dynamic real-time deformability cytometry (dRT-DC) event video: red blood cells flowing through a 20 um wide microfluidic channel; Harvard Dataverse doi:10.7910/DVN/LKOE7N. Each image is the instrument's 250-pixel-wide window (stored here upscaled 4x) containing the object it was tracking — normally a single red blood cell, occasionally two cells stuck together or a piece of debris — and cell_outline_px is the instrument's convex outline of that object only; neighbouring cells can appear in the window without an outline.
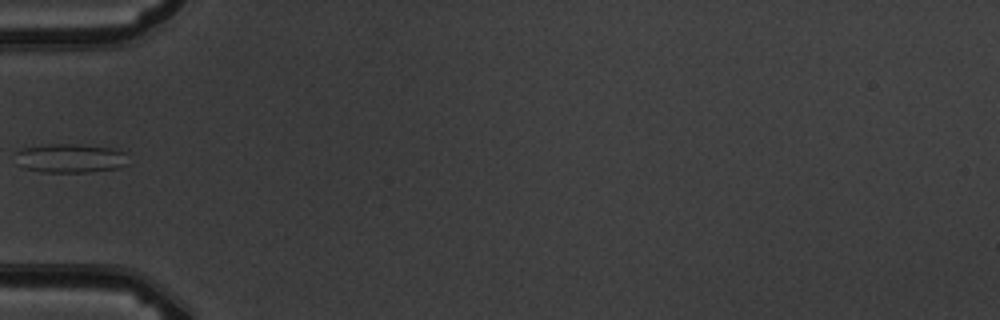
{"species": "common noctule bat (a hibernating species)", "species_latin": "Nyctalus noctula", "temperature_condition": "warm", "stored_images_in_passage": 6, "camera_frame_rate_fps": 3000, "um_per_image_px": 0.085, "animal": {"sex": "male", "body_mass_g": 19.5, "forearm_length_mm": 54.6}, "frame": {"image": 1, "passage_image": 6, "time_ms": 5.667, "image_size_px": [1000, 320], "cell_outline_px": [[128, 164], [116, 168], [92, 172], [44, 172], [24, 168], [16, 164], [16, 152], [20, 148], [44, 144], [76, 144], [112, 148], [124, 152]], "centroid_in_image_um": [5.92, 13.45], "position_along_channel_um": 79.1, "area_um2": 19.19}}